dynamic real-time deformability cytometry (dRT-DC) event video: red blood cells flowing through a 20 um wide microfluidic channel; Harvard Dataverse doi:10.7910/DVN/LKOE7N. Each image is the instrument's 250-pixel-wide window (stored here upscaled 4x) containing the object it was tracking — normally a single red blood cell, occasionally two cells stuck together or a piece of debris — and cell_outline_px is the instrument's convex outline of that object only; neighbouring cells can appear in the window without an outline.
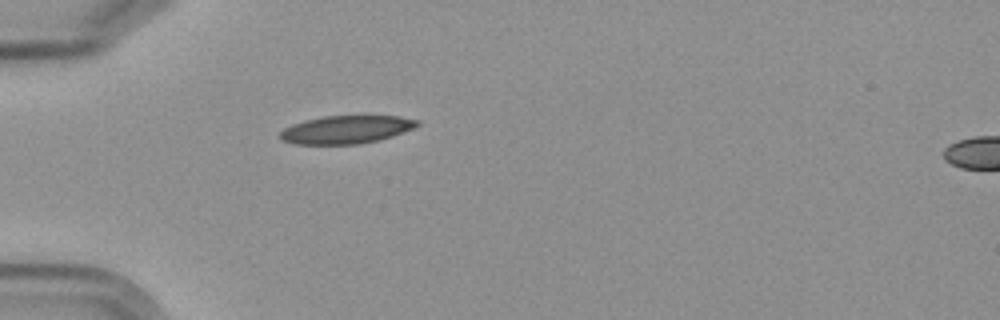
{"species": "Egyptian fruit bat (a non-hibernating species)", "species_latin": "Rousettus aegyptiacus", "temperature_condition": "cold", "stored_images_in_passage": 2, "segment_of_instrument_passage": [1, 2], "camera_frame_rate_fps": 3000, "um_per_image_px": 0.085, "frame": {"image": 1, "passage_image": 1, "time_ms": 0.0, "image_size_px": [1000, 320], "cell_outline_px": [[420, 124], [412, 128], [392, 136], [376, 140], [356, 144], [296, 144], [284, 140], [280, 136], [280, 132], [284, 128], [292, 124], [304, 120], [324, 116], [364, 112], [368, 112], [400, 116], [420, 120]], "centroid_in_image_um": [29.5, 10.94], "position_along_channel_um": 55.5, "area_um2": 23.29}}